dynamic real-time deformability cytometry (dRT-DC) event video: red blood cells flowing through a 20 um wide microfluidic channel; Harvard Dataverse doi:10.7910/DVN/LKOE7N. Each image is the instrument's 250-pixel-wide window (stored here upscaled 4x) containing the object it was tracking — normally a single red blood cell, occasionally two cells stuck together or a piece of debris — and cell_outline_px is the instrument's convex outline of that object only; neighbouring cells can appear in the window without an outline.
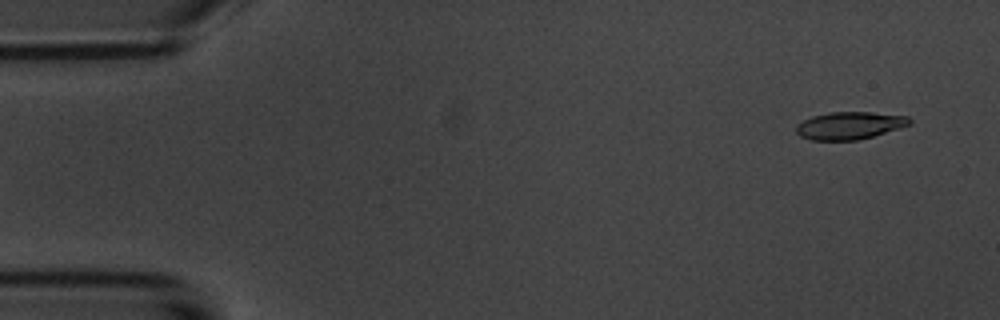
{"species": "common noctule bat (a hibernating species)", "species_latin": "Nyctalus noctula", "temperature_condition": "room temperature", "stored_images_in_passage": 9, "camera_frame_rate_fps": 3000, "um_per_image_px": 0.085, "animal": {"sex": "male", "body_mass_g": 20.1, "forearm_length_mm": 53.5}, "frame": {"image": 1, "passage_image": 1, "time_ms": 0.0, "image_size_px": [1000, 320], "cell_outline_px": [[912, 124], [900, 128], [860, 140], [812, 140], [800, 136], [796, 132], [796, 124], [812, 116], [832, 112], [872, 112], [908, 116], [912, 120]], "centroid_in_image_um": [72.24, 10.67], "position_along_channel_um": 12.8, "area_um2": 18.26}}
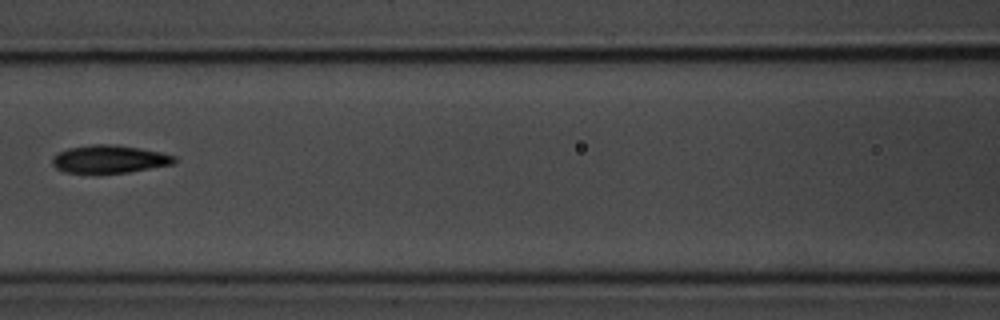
{"frame": {"image": 2, "passage_image": 7, "time_ms": 7.0, "image_size_px": [1000, 320], "cell_outline_px": [[176, 164], [128, 172], [64, 172], [56, 168], [52, 164], [52, 156], [56, 152], [68, 148], [92, 144], [116, 144], [160, 152], [176, 156]], "centroid_in_image_um": [9.3, 13.51], "position_along_channel_um": 157.3, "area_um2": 19.83}}
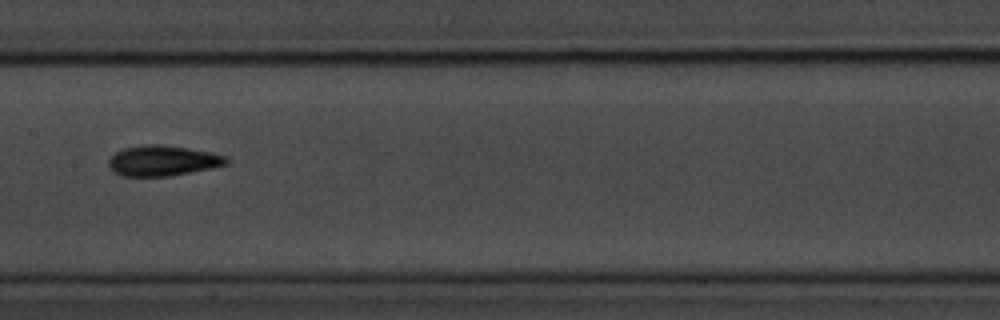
{"frame": {"image": 3, "passage_image": 8, "time_ms": 8.0, "image_size_px": [1000, 320], "cell_outline_px": [[228, 164], [216, 168], [168, 176], [120, 176], [108, 168], [108, 160], [116, 152], [124, 148], [148, 144], [164, 144], [188, 148], [208, 152], [224, 156], [228, 160]], "centroid_in_image_um": [13.82, 13.67], "position_along_channel_um": 193.6, "area_um2": 20.98}}